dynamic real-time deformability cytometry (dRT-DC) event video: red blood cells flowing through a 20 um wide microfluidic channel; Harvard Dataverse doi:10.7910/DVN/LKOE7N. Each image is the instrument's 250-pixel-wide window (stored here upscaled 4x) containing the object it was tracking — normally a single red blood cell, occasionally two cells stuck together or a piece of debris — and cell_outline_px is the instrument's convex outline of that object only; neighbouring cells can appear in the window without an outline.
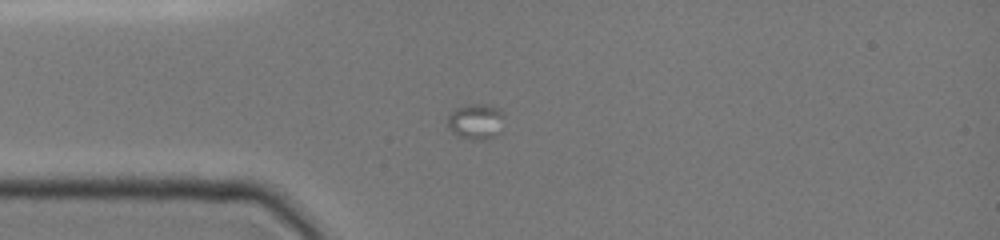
{"species": "common noctule bat (a hibernating species)", "species_latin": "Nyctalus noctula", "temperature_condition": "cold", "stored_images_in_passage": 6, "camera_frame_rate_fps": 3000, "um_per_image_px": 0.085, "animal": {"sex": "female", "body_mass_g": 19.0, "forearm_length_mm": 51.5}, "frame": {"image": 1, "passage_image": 1, "time_ms": 0.0, "image_size_px": [1000, 240], "cell_outline_px": [[504, 116], [496, 132], [492, 136], [484, 140], [476, 140], [460, 136], [452, 132], [448, 128], [448, 116], [456, 108], [468, 104], [488, 104], [500, 108]], "centroid_in_image_um": [40.42, 10.29], "position_along_channel_um": 44.6, "area_um2": 11.44}}